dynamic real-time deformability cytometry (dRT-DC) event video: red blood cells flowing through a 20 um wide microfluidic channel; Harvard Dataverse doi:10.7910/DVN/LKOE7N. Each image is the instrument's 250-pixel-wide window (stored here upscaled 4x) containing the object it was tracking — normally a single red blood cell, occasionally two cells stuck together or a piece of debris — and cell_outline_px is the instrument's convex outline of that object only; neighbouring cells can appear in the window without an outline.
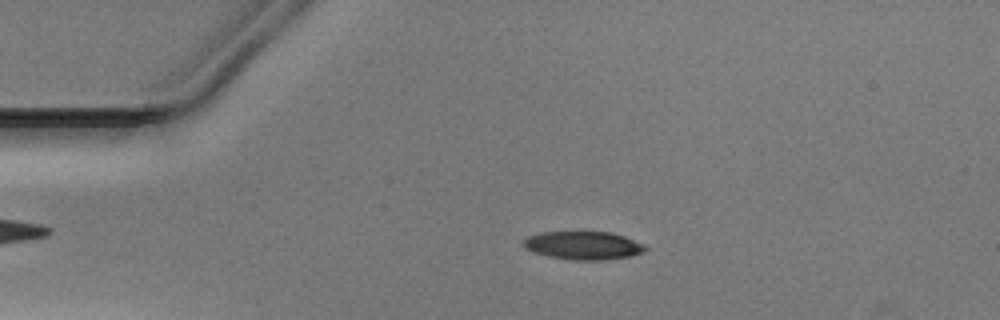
{"species": "Egyptian fruit bat (a non-hibernating species)", "species_latin": "Rousettus aegyptiacus", "temperature_condition": "warm", "stored_images_in_passage": 50, "segment_of_instrument_passage": [1, 2], "camera_frame_rate_fps": 3000, "um_per_image_px": 0.085, "animal": {"sex": "male"}, "frame": {"image": 1, "passage_image": 9, "time_ms": 2.667, "image_size_px": [1000, 320], "cell_outline_px": [[648, 248], [644, 252], [632, 256], [604, 260], [572, 260], [548, 256], [532, 252], [524, 248], [520, 244], [528, 236], [540, 232], [580, 228], [612, 232], [624, 236], [644, 244]], "centroid_in_image_um": [49.54, 20.8], "position_along_channel_um": 35.5, "area_um2": 21.33}}
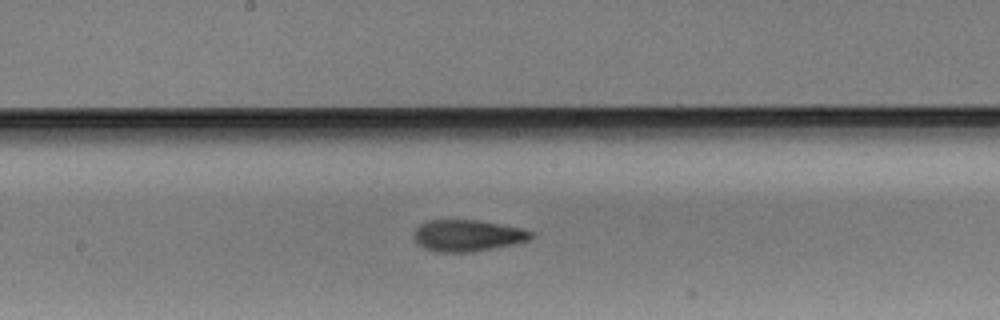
{"frame": {"image": 2, "passage_image": 25, "time_ms": 8.0, "image_size_px": [1000, 320], "cell_outline_px": [[536, 236], [528, 240], [516, 244], [472, 252], [440, 252], [424, 248], [412, 236], [416, 228], [420, 224], [428, 220], [476, 220], [524, 228], [532, 232]], "centroid_in_image_um": [39.78, 20.02], "position_along_channel_um": 208.4, "area_um2": 21.62}}
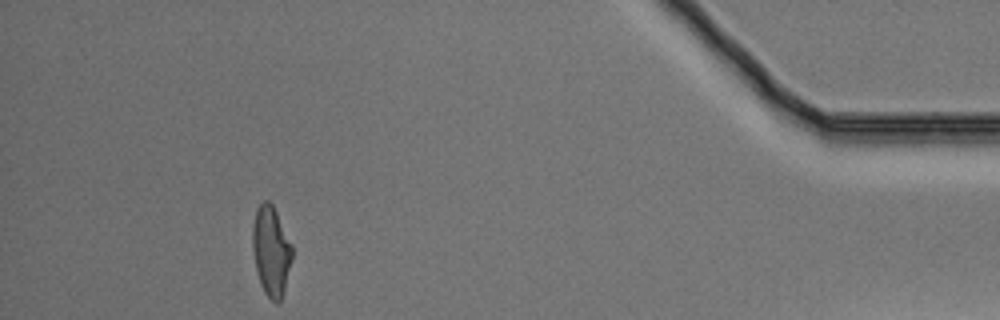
{"frame": {"image": 3, "passage_image": 45, "time_ms": 14.667, "image_size_px": [1000, 320], "cell_outline_px": [[292, 260], [284, 292], [280, 300], [276, 304], [264, 292], [260, 284], [256, 268], [252, 248], [252, 228], [256, 208], [264, 200], [268, 200], [272, 204], [292, 244]], "centroid_in_image_um": [23.04, 21.33], "position_along_channel_um": 412.2, "area_um2": 20.75}}